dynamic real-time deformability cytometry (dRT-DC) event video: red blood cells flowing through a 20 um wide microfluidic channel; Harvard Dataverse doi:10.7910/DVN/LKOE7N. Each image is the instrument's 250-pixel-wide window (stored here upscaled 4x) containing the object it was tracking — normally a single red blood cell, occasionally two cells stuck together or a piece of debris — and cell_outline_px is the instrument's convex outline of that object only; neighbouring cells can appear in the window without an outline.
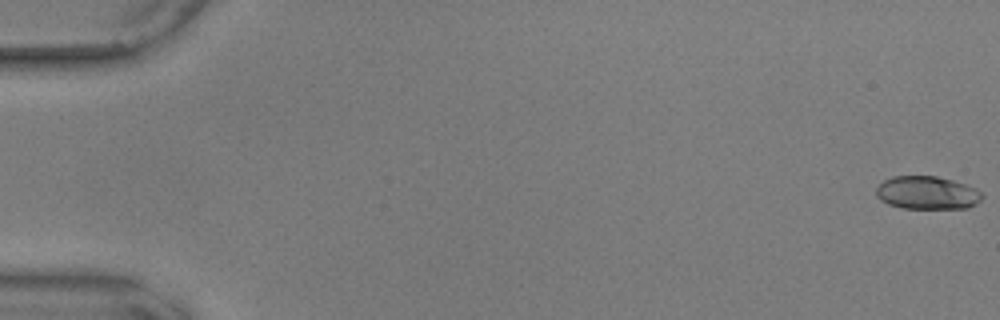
{"species": "common noctule bat (a hibernating species)", "species_latin": "Nyctalus noctula", "temperature_condition": "warm", "stored_images_in_passage": 57, "camera_frame_rate_fps": 3000, "um_per_image_px": 0.085, "animal": {"sex": "male", "body_mass_g": 17.9, "forearm_length_mm": 54.2}, "frame": {"image": 1, "passage_image": 1, "time_ms": 0.0, "image_size_px": [1000, 320], "cell_outline_px": [[984, 196], [976, 204], [968, 208], [900, 208], [888, 204], [880, 200], [876, 196], [876, 188], [884, 180], [892, 176], [936, 176], [952, 180], [976, 188], [984, 192]], "centroid_in_image_um": [78.82, 16.39], "position_along_channel_um": 6.2, "area_um2": 20.58}}
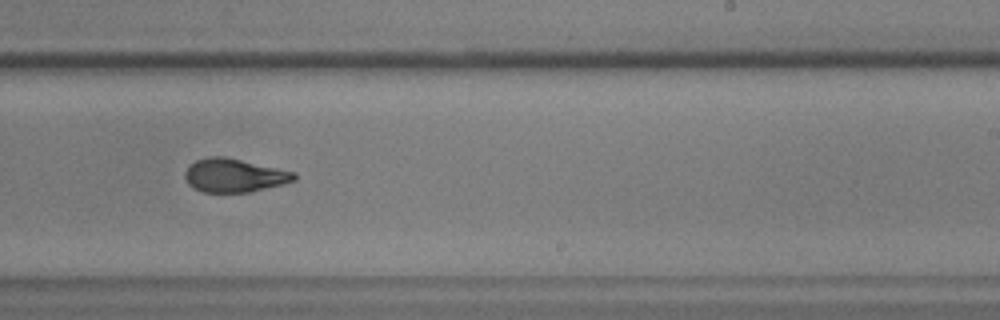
{"frame": {"image": 2, "passage_image": 36, "time_ms": 11.667, "image_size_px": [1000, 320], "cell_outline_px": [[296, 180], [284, 184], [248, 192], [204, 192], [192, 188], [188, 184], [184, 176], [184, 172], [196, 160], [208, 156], [224, 156], [296, 172]], "centroid_in_image_um": [19.91, 14.91], "position_along_channel_um": 269.1, "area_um2": 21.33}}
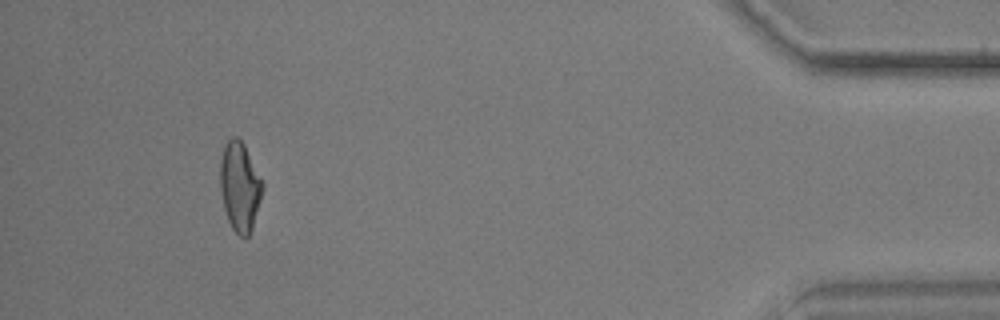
{"frame": {"image": 3, "passage_image": 53, "time_ms": 17.333, "image_size_px": [1000, 320], "cell_outline_px": [[264, 188], [252, 228], [248, 236], [244, 240], [232, 228], [228, 220], [224, 208], [220, 188], [220, 160], [224, 144], [232, 136], [236, 136], [244, 144], [264, 184]], "centroid_in_image_um": [20.38, 15.85], "position_along_channel_um": 414.8, "area_um2": 22.08}, "authors_computed_cell_mechanics": {"area_um2": 21.5594, "velocity_mm_per_s": 3.6217, "shape_relaxation_time_tau1_ms": 5.4423, "shape_relaxation_time_tau2_ms": 1.5046, "deformation_change_tau1": 0.1949, "deformation_change_tau2": 0.0825}}